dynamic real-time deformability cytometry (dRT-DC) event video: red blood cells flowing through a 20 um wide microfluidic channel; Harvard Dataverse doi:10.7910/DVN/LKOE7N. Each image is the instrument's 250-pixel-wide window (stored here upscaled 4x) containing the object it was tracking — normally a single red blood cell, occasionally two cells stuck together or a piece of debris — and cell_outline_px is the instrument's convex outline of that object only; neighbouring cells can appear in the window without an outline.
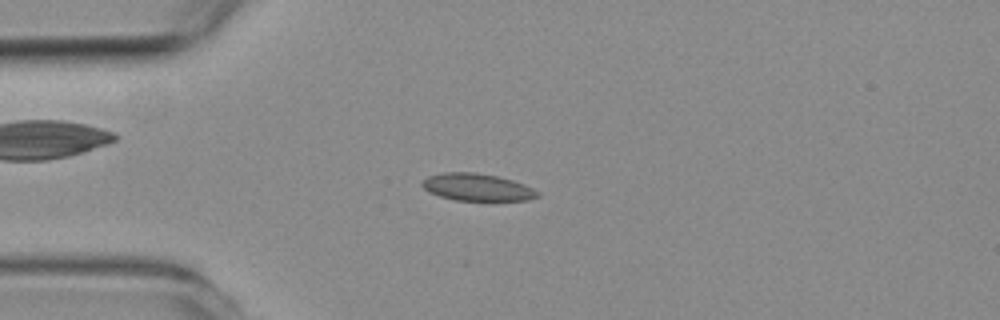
{"species": "common noctule bat (a hibernating species)", "species_latin": "Nyctalus noctula", "temperature_condition": "room temperature", "stored_images_in_passage": 5, "camera_frame_rate_fps": 3000, "um_per_image_px": 0.085, "animal": {"sex": "female", "body_mass_g": 19.3, "forearm_length_mm": 54.1}, "frame": {"image": 1, "passage_image": 3, "time_ms": 3.333, "image_size_px": [1000, 320], "cell_outline_px": [[540, 196], [528, 200], [492, 204], [456, 200], [440, 196], [428, 192], [420, 184], [428, 176], [444, 172], [476, 172], [496, 176], [512, 180], [524, 184], [540, 192]], "centroid_in_image_um": [40.63, 15.97], "position_along_channel_um": 44.4, "area_um2": 19.31}}
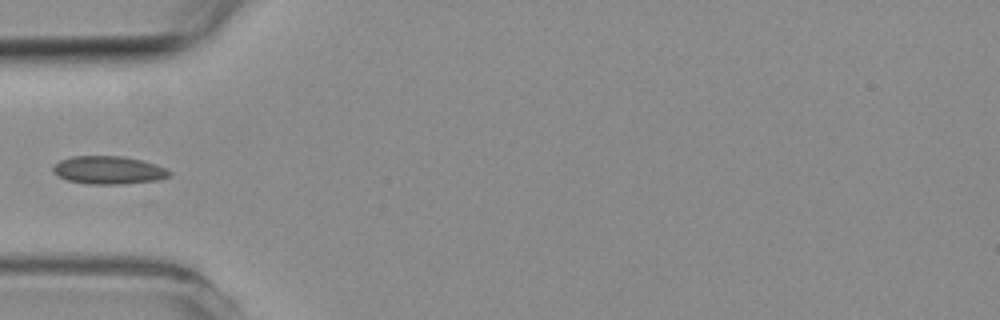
{"frame": {"image": 2, "passage_image": 4, "time_ms": 4.667, "image_size_px": [1000, 320], "cell_outline_px": [[172, 176], [160, 180], [124, 184], [88, 184], [68, 180], [56, 176], [52, 172], [52, 164], [60, 160], [72, 156], [124, 156], [156, 164], [172, 172]], "centroid_in_image_um": [9.21, 14.46], "position_along_channel_um": 75.8, "area_um2": 19.31}}
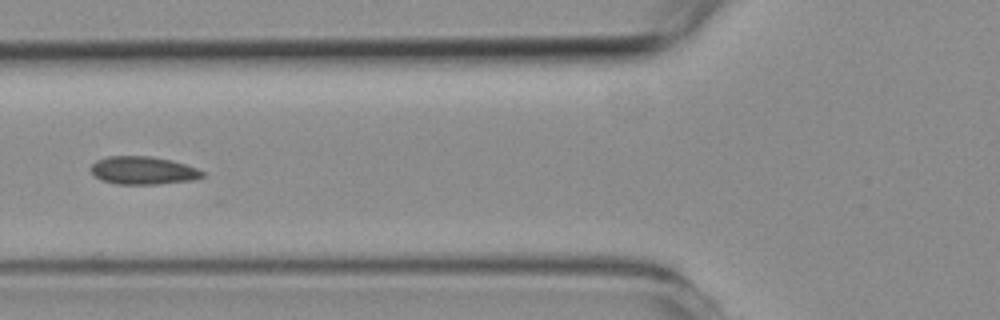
{"frame": {"image": 3, "passage_image": 5, "time_ms": 5.667, "image_size_px": [1000, 320], "cell_outline_px": [[204, 176], [192, 180], [160, 184], [116, 184], [100, 180], [88, 168], [96, 160], [108, 156], [152, 156], [172, 160], [196, 168], [204, 172]], "centroid_in_image_um": [12.13, 14.49], "position_along_channel_um": 113.7, "area_um2": 18.26}}